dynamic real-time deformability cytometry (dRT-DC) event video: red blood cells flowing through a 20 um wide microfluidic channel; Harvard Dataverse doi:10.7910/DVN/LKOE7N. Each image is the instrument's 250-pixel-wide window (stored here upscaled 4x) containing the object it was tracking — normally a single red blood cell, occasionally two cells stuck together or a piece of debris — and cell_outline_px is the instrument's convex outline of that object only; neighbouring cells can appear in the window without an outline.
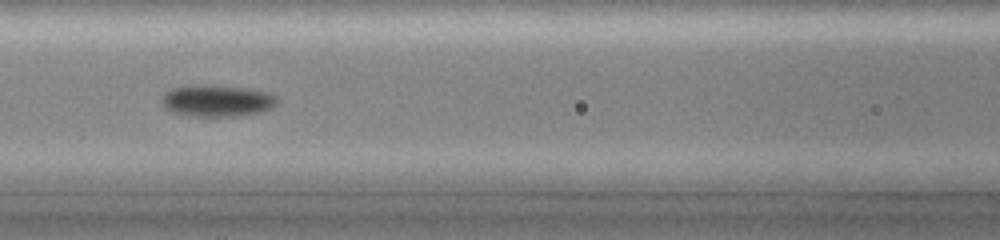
{"species": "common noctule bat (a hibernating species)", "species_latin": "Nyctalus noctula", "temperature_condition": "cold", "stored_images_in_passage": 40, "camera_frame_rate_fps": 3000, "um_per_image_px": 0.085, "animal": {"sex": "female", "body_mass_g": 19.0, "forearm_length_mm": 51.5}, "frame": {"image": 1, "passage_image": 20, "time_ms": 6.333, "image_size_px": [1000, 240], "cell_outline_px": [[276, 104], [272, 108], [260, 112], [232, 116], [192, 116], [172, 112], [164, 104], [160, 96], [164, 92], [172, 88], [188, 84], [196, 84], [248, 88], [268, 92], [276, 96]], "centroid_in_image_um": [18.42, 8.54], "position_along_channel_um": 148.2, "area_um2": 21.33}}
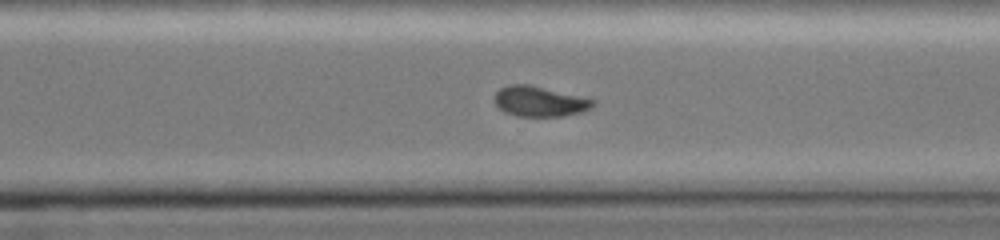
{"frame": {"image": 2, "passage_image": 33, "time_ms": 10.667, "image_size_px": [1000, 240], "cell_outline_px": [[596, 100], [592, 108], [580, 112], [560, 116], [516, 116], [504, 112], [496, 104], [496, 92], [500, 88], [508, 84], [528, 84]], "centroid_in_image_um": [45.86, 8.62], "position_along_channel_um": 324.7, "area_um2": 17.11}}
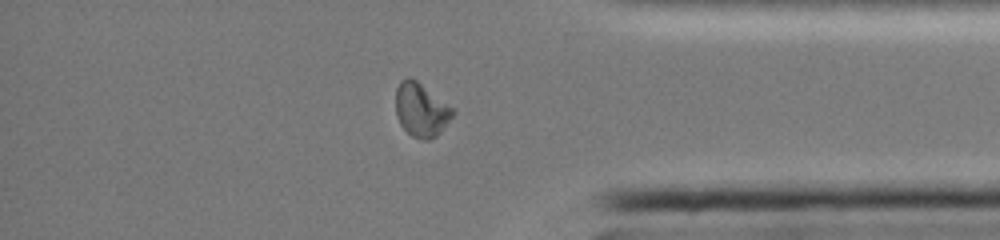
{"frame": {"image": 3, "passage_image": 39, "time_ms": 12.667, "image_size_px": [1000, 240], "cell_outline_px": [[456, 112], [440, 132], [436, 136], [428, 140], [424, 140], [412, 136], [400, 124], [396, 116], [396, 88], [400, 80], [408, 76], [416, 80], [452, 108]], "centroid_in_image_um": [35.77, 9.33], "position_along_channel_um": 399.4, "area_um2": 17.63}}